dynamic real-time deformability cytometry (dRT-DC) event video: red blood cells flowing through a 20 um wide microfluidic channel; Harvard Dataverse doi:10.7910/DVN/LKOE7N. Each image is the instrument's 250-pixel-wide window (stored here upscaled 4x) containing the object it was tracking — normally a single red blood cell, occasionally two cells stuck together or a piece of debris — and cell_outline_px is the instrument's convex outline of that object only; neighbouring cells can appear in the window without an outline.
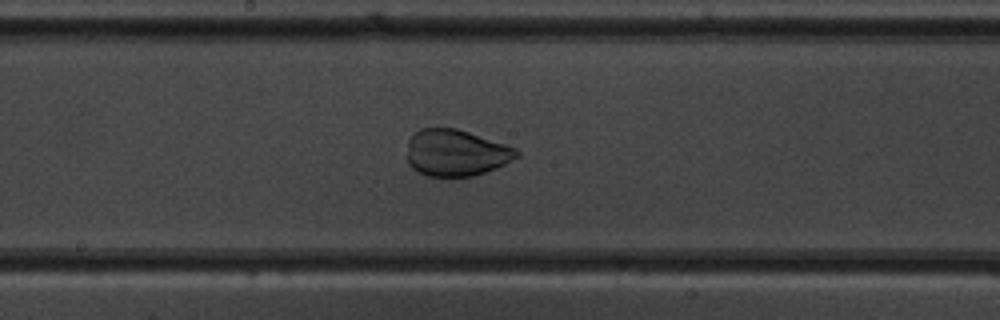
{"species": "common noctule bat (a hibernating species)", "species_latin": "Nyctalus noctula", "temperature_condition": "warm", "stored_images_in_passage": 52, "camera_frame_rate_fps": 3000, "um_per_image_px": 0.085, "animal": {"sex": "male", "body_mass_g": 19.5, "forearm_length_mm": 54.6}, "frame": {"image": 1, "passage_image": 29, "time_ms": 9.333, "image_size_px": [1000, 320], "cell_outline_px": [[520, 156], [504, 164], [484, 172], [472, 176], [424, 176], [416, 172], [408, 164], [408, 140], [420, 128], [456, 128], [516, 148], [520, 152]], "centroid_in_image_um": [38.73, 13.0], "position_along_channel_um": 209.5, "area_um2": 29.59}}
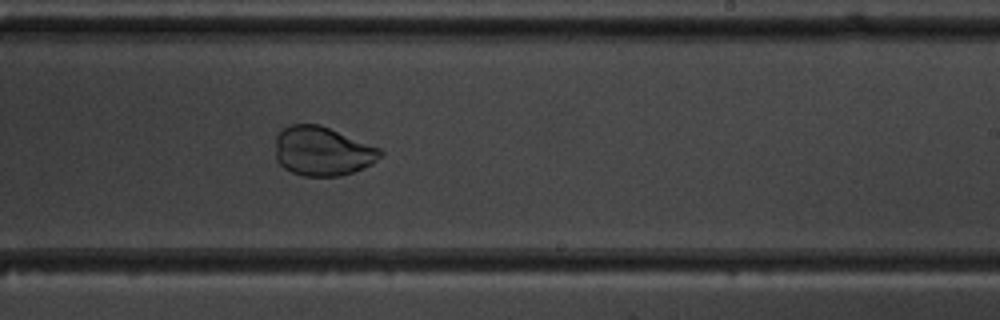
{"frame": {"image": 2, "passage_image": 33, "time_ms": 10.667, "image_size_px": [1000, 320], "cell_outline_px": [[384, 152], [372, 164], [352, 172], [340, 176], [304, 176], [292, 172], [284, 168], [276, 160], [276, 136], [284, 128], [292, 124], [320, 124], [380, 148]], "centroid_in_image_um": [27.4, 12.85], "position_along_channel_um": 261.6, "area_um2": 29.94}}